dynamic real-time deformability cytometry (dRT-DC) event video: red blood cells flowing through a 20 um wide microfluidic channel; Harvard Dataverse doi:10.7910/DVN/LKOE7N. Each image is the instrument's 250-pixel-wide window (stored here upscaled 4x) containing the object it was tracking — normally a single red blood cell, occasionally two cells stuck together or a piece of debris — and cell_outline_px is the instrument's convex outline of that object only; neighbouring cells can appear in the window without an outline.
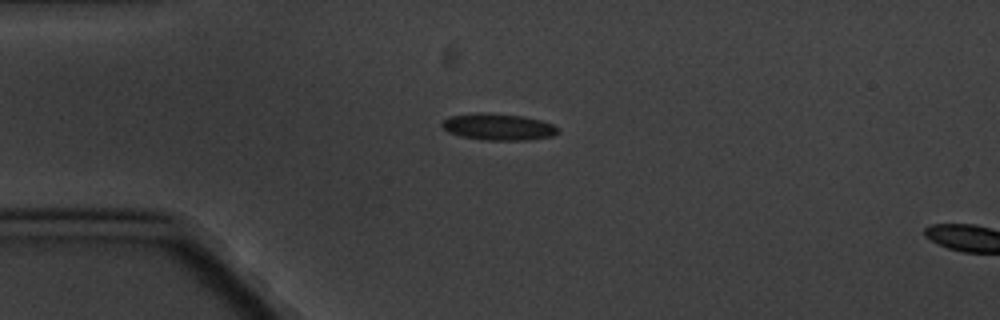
{"species": "common noctule bat (a hibernating species)", "species_latin": "Nyctalus noctula", "temperature_condition": "cold", "stored_images_in_passage": 2, "camera_frame_rate_fps": 3000, "um_per_image_px": 0.085, "animal": {"sex": "male", "body_mass_g": 20.1, "forearm_length_mm": 53.5}, "frame": {"image": 1, "passage_image": 1, "time_ms": 0.0, "image_size_px": [1000, 320], "cell_outline_px": [[560, 132], [552, 136], [528, 140], [484, 140], [460, 136], [448, 132], [440, 124], [448, 116], [476, 112], [488, 112], [524, 116], [540, 120], [552, 124]], "centroid_in_image_um": [42.32, 10.77], "position_along_channel_um": 42.7, "area_um2": 18.15}}